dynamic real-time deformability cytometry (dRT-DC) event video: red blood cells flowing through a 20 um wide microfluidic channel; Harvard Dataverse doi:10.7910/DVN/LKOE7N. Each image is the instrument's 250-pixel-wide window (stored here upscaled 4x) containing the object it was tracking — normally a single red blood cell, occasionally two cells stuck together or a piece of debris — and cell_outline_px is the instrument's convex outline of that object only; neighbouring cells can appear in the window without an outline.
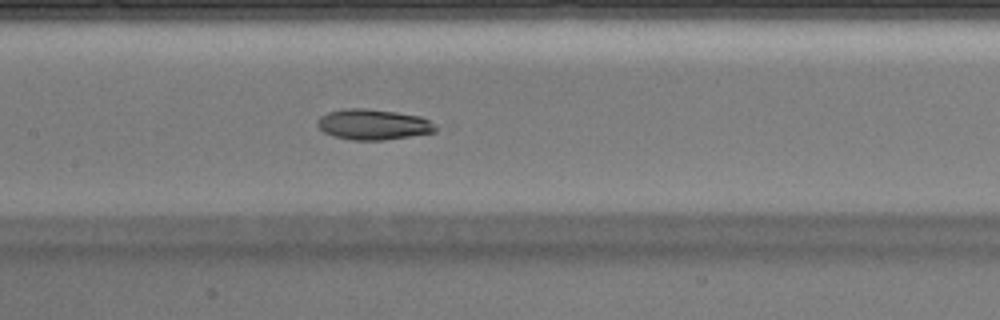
{"species": "Egyptian fruit bat (a non-hibernating species)", "species_latin": "Rousettus aegyptiacus", "temperature_condition": "warm", "stored_images_in_passage": 37, "camera_frame_rate_fps": 3000, "um_per_image_px": 0.085, "animal": {"sex": "male"}, "frame": {"image": 1, "passage_image": 22, "time_ms": 7.0, "image_size_px": [1000, 320], "cell_outline_px": [[436, 132], [380, 140], [352, 140], [332, 136], [324, 132], [316, 124], [316, 120], [320, 116], [328, 112], [344, 108], [368, 108], [396, 112], [420, 116], [436, 124]], "centroid_in_image_um": [31.69, 10.57], "position_along_channel_um": 175.7, "area_um2": 21.1}}